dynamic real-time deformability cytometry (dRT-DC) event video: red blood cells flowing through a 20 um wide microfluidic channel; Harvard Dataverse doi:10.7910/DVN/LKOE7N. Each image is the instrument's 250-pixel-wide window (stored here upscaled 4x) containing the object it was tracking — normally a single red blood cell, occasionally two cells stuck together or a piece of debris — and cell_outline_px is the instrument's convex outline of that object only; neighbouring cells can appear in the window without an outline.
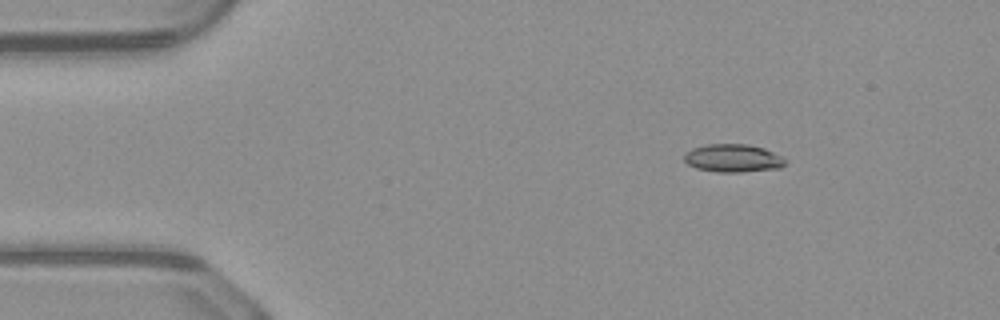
{"species": "common noctule bat (a hibernating species)", "species_latin": "Nyctalus noctula", "temperature_condition": "warm", "stored_images_in_passage": 44, "camera_frame_rate_fps": 3000, "um_per_image_px": 0.085, "animal": {"sex": "male", "body_mass_g": 23.1, "forearm_length_mm": 52.7}, "frame": {"image": 1, "passage_image": 1, "time_ms": 0.0, "image_size_px": [1000, 320], "cell_outline_px": [[788, 160], [780, 168], [740, 172], [716, 172], [696, 168], [688, 164], [684, 160], [684, 156], [692, 148], [708, 144], [748, 144], [764, 148]], "centroid_in_image_um": [62.31, 13.45], "position_along_channel_um": 22.7, "area_um2": 16.42}}
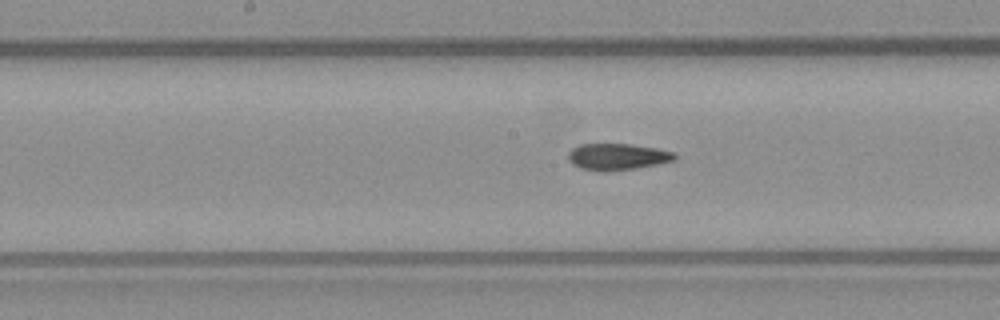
{"frame": {"image": 2, "passage_image": 19, "time_ms": 6.0, "image_size_px": [1000, 320], "cell_outline_px": [[676, 160], [636, 168], [604, 172], [600, 172], [580, 168], [572, 164], [568, 160], [568, 152], [572, 148], [580, 144], [628, 144], [656, 148], [676, 152]], "centroid_in_image_um": [52.45, 13.33], "position_along_channel_um": 195.7, "area_um2": 16.59}}
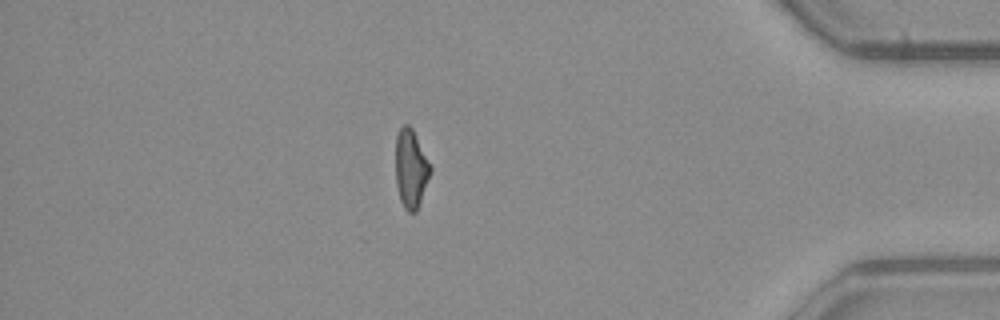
{"frame": {"image": 3, "passage_image": 37, "time_ms": 12.0, "image_size_px": [1000, 320], "cell_outline_px": [[432, 172], [416, 212], [408, 212], [404, 208], [400, 200], [396, 184], [396, 136], [400, 128], [404, 124], [408, 124], [412, 128], [432, 168]], "centroid_in_image_um": [34.93, 14.35], "position_along_channel_um": 400.3, "area_um2": 15.9}, "authors_computed_cell_mechanics": {"area_um2": 16.5597, "velocity_mm_per_s": 4.1317, "shape_relaxation_time_tau1_ms": null, "shape_relaxation_time_tau2_ms": 2.9624, "deformation_change_tau1": null, "deformation_change_tau2": 0.1087}}